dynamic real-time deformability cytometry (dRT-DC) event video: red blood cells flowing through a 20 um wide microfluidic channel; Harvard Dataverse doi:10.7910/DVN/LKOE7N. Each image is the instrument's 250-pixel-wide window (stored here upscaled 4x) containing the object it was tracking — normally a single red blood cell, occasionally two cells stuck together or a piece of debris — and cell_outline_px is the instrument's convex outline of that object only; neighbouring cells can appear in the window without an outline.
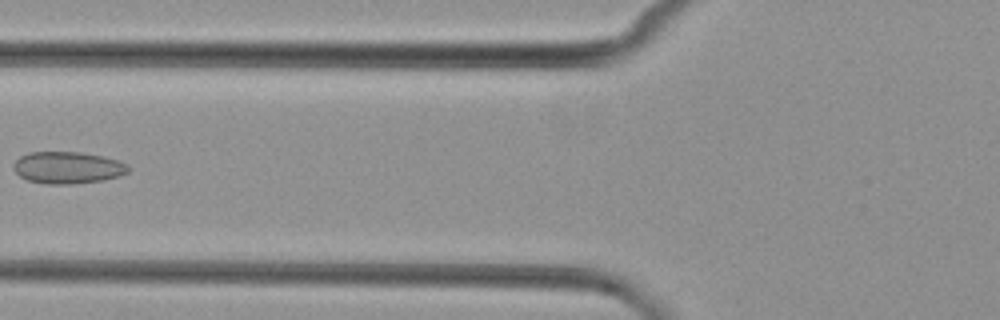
{"species": "common noctule bat (a hibernating species)", "species_latin": "Nyctalus noctula", "temperature_condition": "cold", "stored_images_in_passage": 3, "camera_frame_rate_fps": 3000, "um_per_image_px": 0.085, "animal": {"sex": "female", "body_mass_g": 29.2, "forearm_length_mm": 56.3}, "frame": {"image": 1, "passage_image": 3, "time_ms": 2.333, "image_size_px": [1000, 320], "cell_outline_px": [[128, 172], [120, 176], [104, 180], [72, 184], [48, 184], [28, 180], [20, 176], [16, 172], [12, 164], [20, 156], [28, 152], [80, 152], [104, 156], [128, 164]], "centroid_in_image_um": [5.75, 14.24], "position_along_channel_um": 120.0, "area_um2": 21.39}}